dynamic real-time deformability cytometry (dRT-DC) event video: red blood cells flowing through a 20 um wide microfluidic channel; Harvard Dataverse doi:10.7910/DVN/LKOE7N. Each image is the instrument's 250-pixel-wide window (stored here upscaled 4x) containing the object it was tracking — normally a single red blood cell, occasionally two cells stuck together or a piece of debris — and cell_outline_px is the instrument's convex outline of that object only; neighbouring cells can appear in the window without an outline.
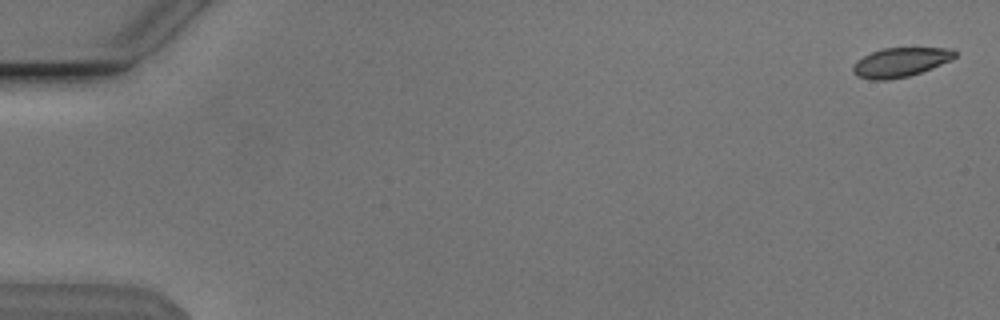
{"species": "Egyptian fruit bat (a non-hibernating species)", "species_latin": "Rousettus aegyptiacus", "temperature_condition": "cold", "stored_images_in_passage": 12, "camera_frame_rate_fps": 3000, "um_per_image_px": 0.085, "animal": {"sex": "male"}, "frame": {"image": 1, "passage_image": 2, "time_ms": 0.333, "image_size_px": [1000, 320], "cell_outline_px": [[956, 56], [952, 60], [932, 68], [908, 76], [888, 80], [872, 80], [856, 76], [852, 72], [852, 68], [856, 60], [872, 52], [884, 48], [952, 48], [956, 52]], "centroid_in_image_um": [76.53, 5.3], "position_along_channel_um": 8.5, "area_um2": 17.4}}